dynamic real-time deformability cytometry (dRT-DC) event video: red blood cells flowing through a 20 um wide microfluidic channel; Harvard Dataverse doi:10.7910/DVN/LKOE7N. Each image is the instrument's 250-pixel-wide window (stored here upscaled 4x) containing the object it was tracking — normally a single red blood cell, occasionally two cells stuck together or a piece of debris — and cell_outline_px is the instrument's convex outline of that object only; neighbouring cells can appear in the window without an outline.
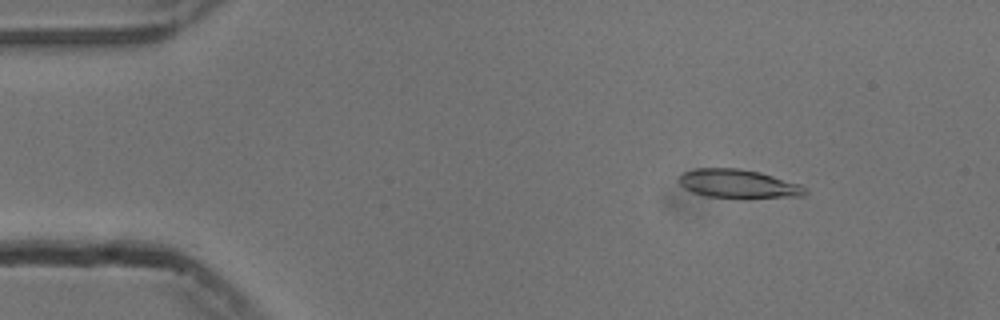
{"species": "common noctule bat (a hibernating species)", "species_latin": "Nyctalus noctula", "temperature_condition": "cold", "stored_images_in_passage": 14, "camera_frame_rate_fps": 3000, "um_per_image_px": 0.085, "animal": {"sex": "male", "body_mass_g": 13.3}, "frame": {"image": 1, "passage_image": 7, "time_ms": 2.0, "image_size_px": [1000, 320], "cell_outline_px": [[808, 192], [804, 196], [744, 200], [704, 196], [692, 192], [684, 188], [676, 180], [684, 172], [696, 168], [740, 168], [760, 172], [800, 184]], "centroid_in_image_um": [62.76, 15.66], "position_along_channel_um": 22.2, "area_um2": 21.91}}